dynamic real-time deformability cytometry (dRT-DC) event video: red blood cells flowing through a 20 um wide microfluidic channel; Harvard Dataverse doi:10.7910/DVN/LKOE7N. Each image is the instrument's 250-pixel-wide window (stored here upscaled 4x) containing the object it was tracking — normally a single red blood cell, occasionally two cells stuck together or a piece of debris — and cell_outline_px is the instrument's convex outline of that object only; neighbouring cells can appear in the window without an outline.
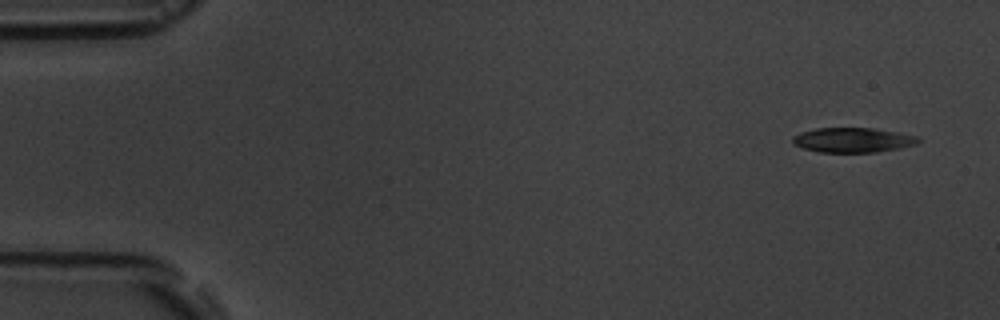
{"species": "common noctule bat (a hibernating species)", "species_latin": "Nyctalus noctula", "temperature_condition": "room temperature", "stored_images_in_passage": 6, "camera_frame_rate_fps": 3000, "um_per_image_px": 0.085, "animal": {"sex": "male", "body_mass_g": 19.5, "forearm_length_mm": 54.6}, "frame": {"image": 1, "passage_image": 1, "time_ms": 0.0, "image_size_px": [1000, 320], "cell_outline_px": [[920, 140], [916, 144], [900, 148], [876, 152], [820, 152], [804, 148], [792, 144], [792, 136], [800, 132], [816, 128], [872, 128], [900, 132], [916, 136]], "centroid_in_image_um": [72.47, 11.9], "position_along_channel_um": 12.5, "area_um2": 18.15}}
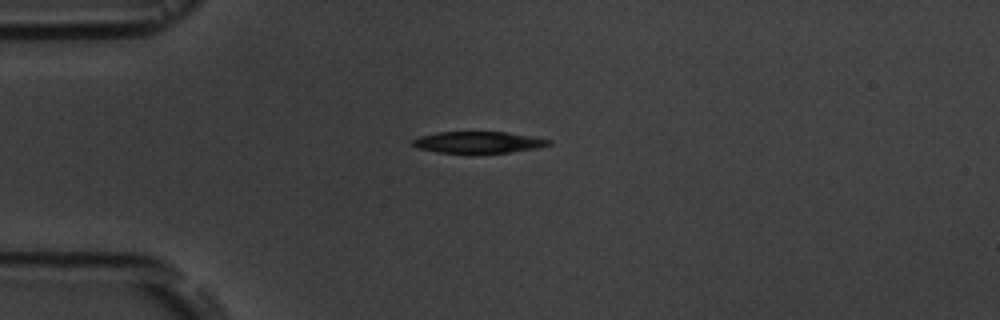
{"frame": {"image": 2, "passage_image": 4, "time_ms": 3.667, "image_size_px": [1000, 320], "cell_outline_px": [[552, 144], [540, 148], [508, 152], [436, 152], [416, 148], [412, 144], [412, 140], [420, 136], [436, 132], [508, 132], [532, 136], [552, 140]], "centroid_in_image_um": [40.68, 12.08], "position_along_channel_um": 44.3, "area_um2": 16.99}}
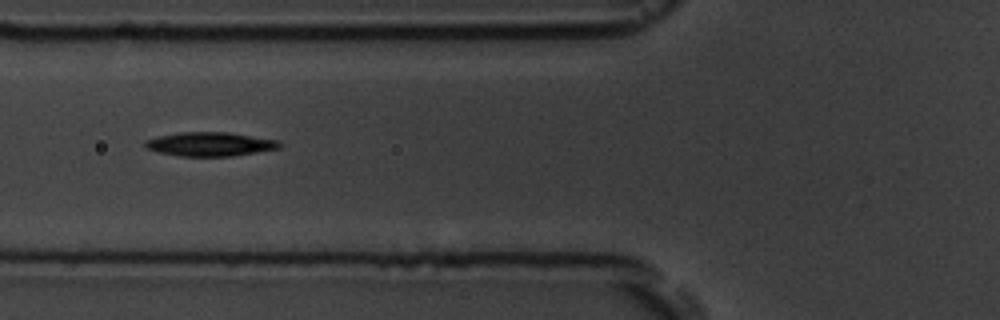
{"frame": {"image": 3, "passage_image": 6, "time_ms": 6.0, "image_size_px": [1000, 320], "cell_outline_px": [[280, 148], [232, 156], [180, 156], [156, 152], [144, 148], [144, 140], [156, 136], [180, 132], [228, 132], [276, 140], [280, 144]], "centroid_in_image_um": [17.75, 12.25], "position_along_channel_um": 108.0, "area_um2": 18.79}}